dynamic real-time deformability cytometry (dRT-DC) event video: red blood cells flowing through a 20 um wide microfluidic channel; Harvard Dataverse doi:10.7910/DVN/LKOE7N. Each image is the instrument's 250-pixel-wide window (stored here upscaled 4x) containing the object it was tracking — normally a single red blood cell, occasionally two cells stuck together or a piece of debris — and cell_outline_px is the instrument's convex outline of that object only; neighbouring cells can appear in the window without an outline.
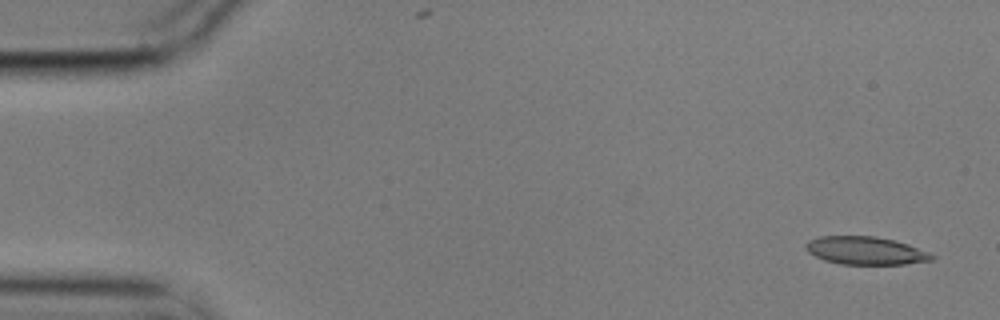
{"species": "common noctule bat (a hibernating species)", "species_latin": "Nyctalus noctula", "temperature_condition": "cold", "stored_images_in_passage": 4, "camera_frame_rate_fps": 3000, "um_per_image_px": 0.085, "animal": {"sex": "male", "body_mass_g": 17.9}, "frame": {"image": 1, "passage_image": 1, "time_ms": 0.0, "image_size_px": [1000, 320], "cell_outline_px": [[936, 260], [904, 264], [840, 264], [824, 260], [808, 252], [804, 248], [804, 244], [808, 240], [820, 236], [876, 236], [896, 240], [908, 244], [928, 252], [936, 256]], "centroid_in_image_um": [73.58, 21.3], "position_along_channel_um": 11.4, "area_um2": 20.75}}